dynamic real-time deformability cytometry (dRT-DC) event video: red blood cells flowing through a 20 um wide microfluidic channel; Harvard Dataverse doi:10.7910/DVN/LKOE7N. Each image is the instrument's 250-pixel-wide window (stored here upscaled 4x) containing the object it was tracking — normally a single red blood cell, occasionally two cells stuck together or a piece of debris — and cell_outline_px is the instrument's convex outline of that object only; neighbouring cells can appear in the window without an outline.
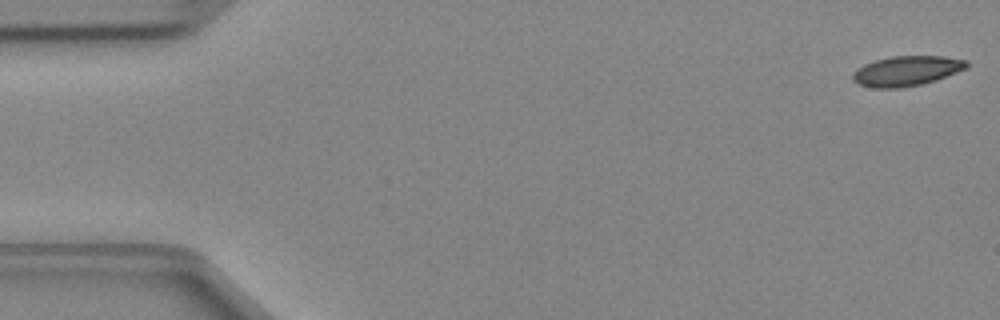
{"species": "Egyptian fruit bat (a non-hibernating species)", "species_latin": "Rousettus aegyptiacus", "temperature_condition": "cold", "stored_images_in_passage": 47, "camera_frame_rate_fps": 3000, "um_per_image_px": 0.085, "animal": {"sex": "female"}, "frame": {"image": 1, "passage_image": 1, "time_ms": 0.0, "image_size_px": [1000, 320], "cell_outline_px": [[968, 68], [936, 80], [920, 84], [900, 88], [872, 88], [860, 84], [852, 80], [852, 72], [856, 68], [864, 64], [876, 60], [892, 56], [944, 56], [968, 60]], "centroid_in_image_um": [77.06, 6.02], "position_along_channel_um": 7.9, "area_um2": 20.0}}
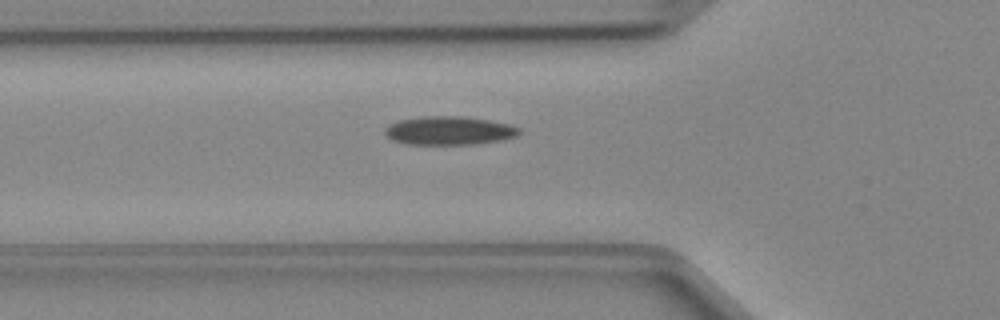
{"frame": {"image": 2, "passage_image": 16, "time_ms": 5.0, "image_size_px": [1000, 320], "cell_outline_px": [[520, 132], [516, 136], [504, 140], [476, 144], [408, 144], [392, 140], [384, 132], [384, 128], [388, 124], [400, 120], [424, 116], [460, 116], [488, 120], [508, 124], [520, 128]], "centroid_in_image_um": [38.17, 11.1], "position_along_channel_um": 87.6, "area_um2": 22.31}}
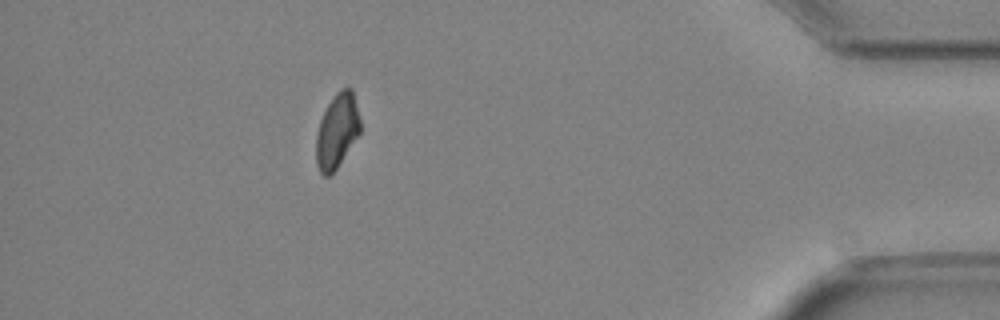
{"frame": {"image": 3, "passage_image": 42, "time_ms": 13.667, "image_size_px": [1000, 320], "cell_outline_px": [[360, 132], [336, 168], [328, 176], [324, 176], [320, 172], [316, 164], [316, 136], [320, 120], [328, 104], [336, 92], [340, 88], [352, 88], [360, 120]], "centroid_in_image_um": [28.63, 11.11], "position_along_channel_um": 406.6, "area_um2": 18.84}}